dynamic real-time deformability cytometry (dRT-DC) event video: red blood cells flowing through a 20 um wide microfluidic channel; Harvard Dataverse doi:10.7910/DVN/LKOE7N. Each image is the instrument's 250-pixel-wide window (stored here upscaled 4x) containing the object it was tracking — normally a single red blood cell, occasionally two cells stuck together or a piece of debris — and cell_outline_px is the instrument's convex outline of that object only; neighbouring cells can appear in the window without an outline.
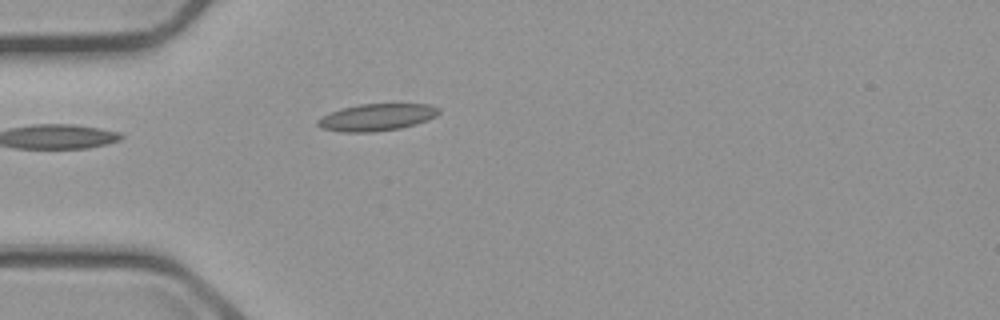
{"species": "common noctule bat (a hibernating species)", "species_latin": "Nyctalus noctula", "temperature_condition": "cold", "stored_images_in_passage": 5, "camera_frame_rate_fps": 3000, "um_per_image_px": 0.085, "animal": {"sex": "male", "body_mass_g": 23.1, "forearm_length_mm": 52.7}, "frame": {"image": 1, "passage_image": 5, "time_ms": 5.667, "image_size_px": [1000, 320], "cell_outline_px": [[440, 112], [436, 116], [428, 120], [416, 124], [400, 128], [372, 132], [340, 132], [324, 128], [316, 124], [316, 120], [340, 108], [360, 104], [432, 104], [440, 108]], "centroid_in_image_um": [32.06, 9.96], "position_along_channel_um": 52.9, "area_um2": 19.07}}